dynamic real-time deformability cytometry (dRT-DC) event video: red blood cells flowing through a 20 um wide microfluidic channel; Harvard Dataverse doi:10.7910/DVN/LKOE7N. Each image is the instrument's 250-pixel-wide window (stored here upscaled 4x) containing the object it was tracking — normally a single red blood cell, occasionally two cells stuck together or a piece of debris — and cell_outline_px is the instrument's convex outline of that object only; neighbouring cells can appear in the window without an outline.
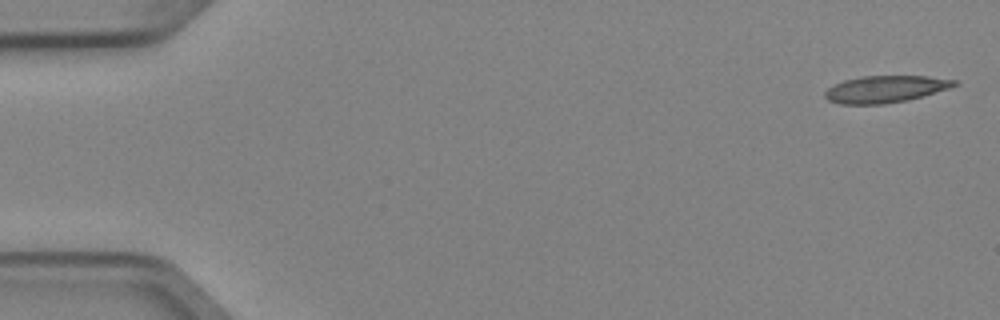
{"species": "Egyptian fruit bat (a non-hibernating species)", "species_latin": "Rousettus aegyptiacus", "temperature_condition": "cold", "stored_images_in_passage": 6, "camera_frame_rate_fps": 3000, "um_per_image_px": 0.085, "animal": {"sex": "female"}, "frame": {"image": 1, "passage_image": 1, "time_ms": 0.0, "image_size_px": [1000, 320], "cell_outline_px": [[960, 84], [924, 96], [908, 100], [884, 104], [840, 104], [828, 100], [824, 96], [824, 92], [832, 84], [844, 80], [864, 76], [928, 76], [960, 80]], "centroid_in_image_um": [75.28, 7.57], "position_along_channel_um": 9.7, "area_um2": 20.52}}
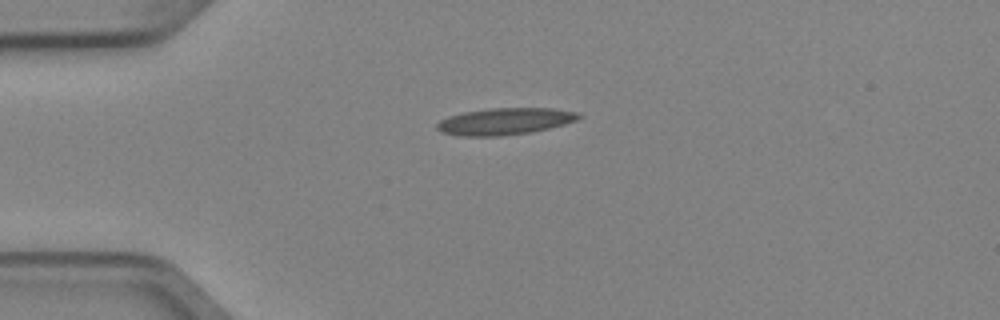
{"frame": {"image": 2, "passage_image": 4, "time_ms": 1.0, "image_size_px": [1000, 320], "cell_outline_px": [[584, 116], [576, 120], [564, 124], [532, 132], [500, 136], [460, 136], [440, 132], [436, 128], [436, 124], [440, 120], [448, 116], [464, 112], [488, 108], [552, 108], [576, 112]], "centroid_in_image_um": [42.88, 10.31], "position_along_channel_um": 42.1, "area_um2": 22.2}}
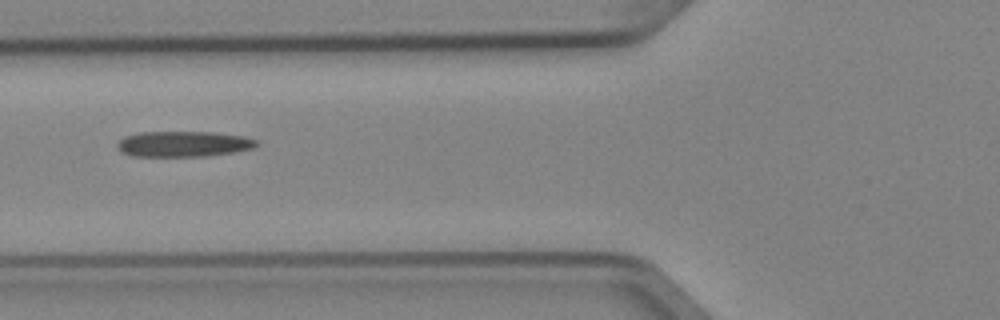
{"frame": {"image": 3, "passage_image": 6, "time_ms": 1.667, "image_size_px": [1000, 320], "cell_outline_px": [[260, 144], [256, 148], [208, 156], [132, 156], [120, 152], [116, 148], [116, 144], [124, 136], [140, 132], [212, 132], [244, 136], [260, 140]], "centroid_in_image_um": [15.62, 12.24], "position_along_channel_um": 110.2, "area_um2": 21.1}}